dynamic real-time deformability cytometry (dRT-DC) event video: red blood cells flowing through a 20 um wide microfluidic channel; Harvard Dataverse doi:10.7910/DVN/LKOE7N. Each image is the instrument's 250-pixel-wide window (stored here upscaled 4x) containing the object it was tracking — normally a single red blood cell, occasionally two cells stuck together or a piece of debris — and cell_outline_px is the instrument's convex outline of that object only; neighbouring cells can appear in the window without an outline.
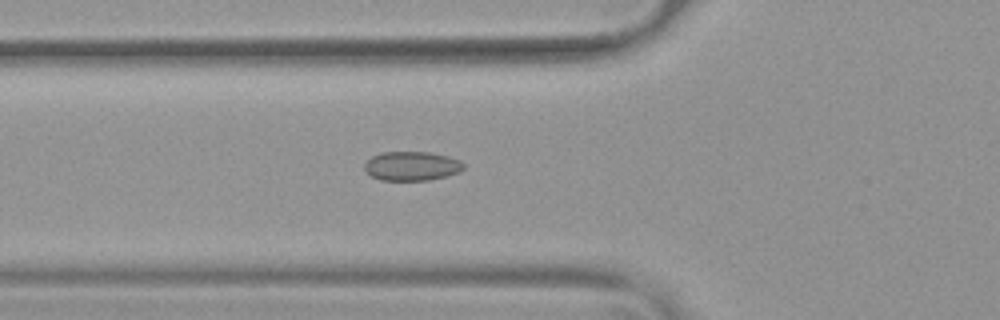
{"species": "common noctule bat (a hibernating species)", "species_latin": "Nyctalus noctula", "temperature_condition": "warm", "stored_images_in_passage": 50, "camera_frame_rate_fps": 3000, "um_per_image_px": 0.085, "animal": {"sex": "female", "body_mass_g": 19.9}, "frame": {"image": 1, "passage_image": 19, "time_ms": 6.0, "image_size_px": [1000, 320], "cell_outline_px": [[464, 168], [460, 172], [428, 180], [380, 180], [372, 176], [364, 168], [364, 164], [372, 156], [380, 152], [432, 152], [448, 156], [460, 160], [464, 164]], "centroid_in_image_um": [35.01, 14.1], "position_along_channel_um": 90.8, "area_um2": 16.82}}
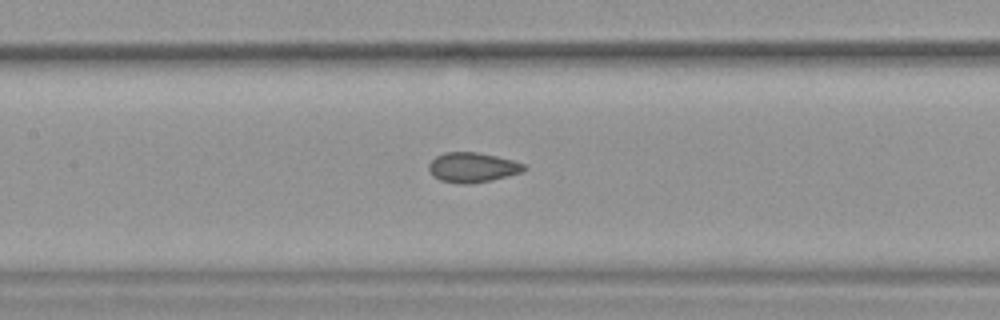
{"frame": {"image": 2, "passage_image": 25, "time_ms": 8.0, "image_size_px": [1000, 320], "cell_outline_px": [[528, 168], [524, 172], [492, 180], [468, 184], [464, 184], [440, 180], [432, 176], [428, 168], [428, 164], [436, 156], [444, 152], [476, 152], [496, 156], [512, 160], [524, 164]], "centroid_in_image_um": [40.17, 14.23], "position_along_channel_um": 167.2, "area_um2": 16.65}}
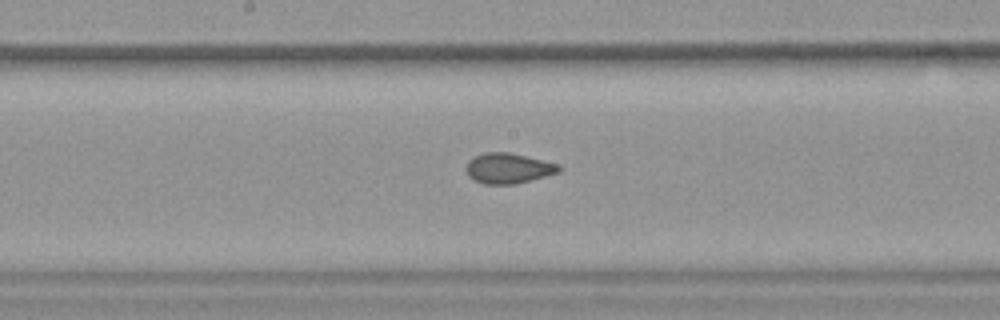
{"frame": {"image": 3, "passage_image": 28, "time_ms": 9.0, "image_size_px": [1000, 320], "cell_outline_px": [[564, 168], [560, 172], [516, 184], [484, 184], [472, 180], [468, 176], [464, 168], [468, 160], [484, 152], [508, 152], [560, 164]], "centroid_in_image_um": [43.2, 14.31], "position_along_channel_um": 205.0, "area_um2": 16.65}, "authors_computed_cell_mechanics": {"area_um2": 17.0221, "velocity_mm_per_s": 3.8022, "shape_relaxation_time_tau1_ms": null, "shape_relaxation_time_tau2_ms": 1.4622, "deformation_change_tau1": null, "deformation_change_tau2": 0.0705}}